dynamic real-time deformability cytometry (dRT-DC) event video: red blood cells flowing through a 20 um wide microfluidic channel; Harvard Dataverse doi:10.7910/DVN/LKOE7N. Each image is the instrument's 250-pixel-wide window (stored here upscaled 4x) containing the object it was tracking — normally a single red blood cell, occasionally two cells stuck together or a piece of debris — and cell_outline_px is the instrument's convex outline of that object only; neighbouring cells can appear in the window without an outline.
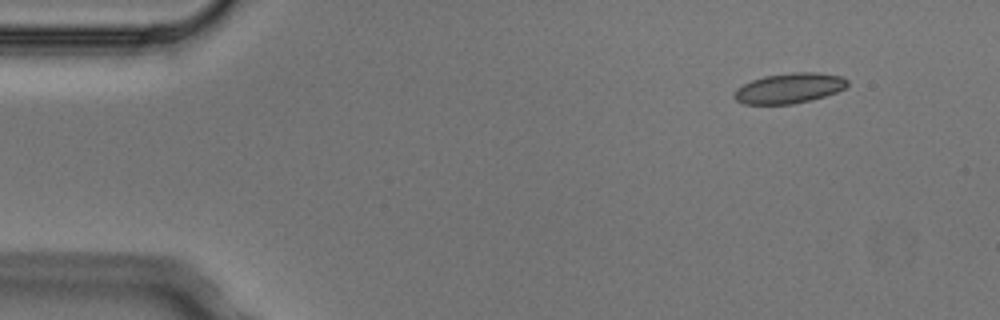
{"species": "Egyptian fruit bat (a non-hibernating species)", "species_latin": "Rousettus aegyptiacus", "temperature_condition": "cold", "stored_images_in_passage": 5, "camera_frame_rate_fps": 3000, "um_per_image_px": 0.085, "animal": {"sex": "male"}, "frame": {"image": 1, "passage_image": 1, "time_ms": 0.0, "image_size_px": [1000, 320], "cell_outline_px": [[848, 84], [844, 88], [836, 92], [824, 96], [792, 104], [744, 104], [736, 100], [732, 96], [736, 88], [752, 80], [764, 76], [792, 72], [816, 72], [840, 76], [848, 80]], "centroid_in_image_um": [67.05, 7.49], "position_along_channel_um": 17.9, "area_um2": 19.83}}
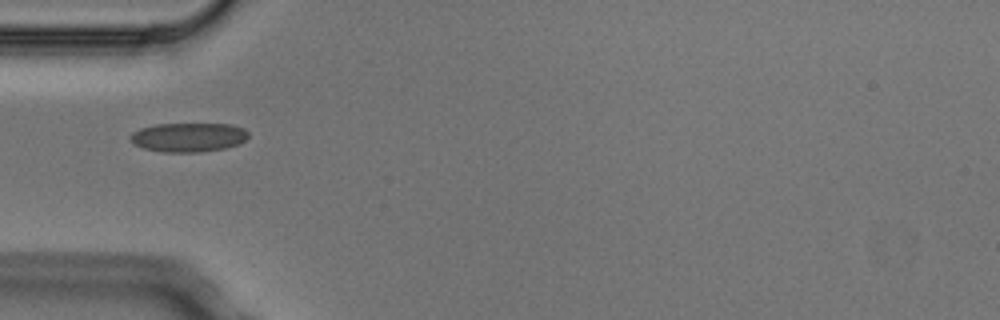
{"frame": {"image": 2, "passage_image": 4, "time_ms": 1.0, "image_size_px": [1000, 320], "cell_outline_px": [[248, 136], [244, 140], [236, 144], [224, 148], [200, 152], [160, 152], [144, 148], [128, 140], [128, 136], [132, 132], [140, 128], [156, 124], [232, 124], [244, 128], [248, 132]], "centroid_in_image_um": [15.97, 11.66], "position_along_channel_um": 69.0, "area_um2": 20.06}}
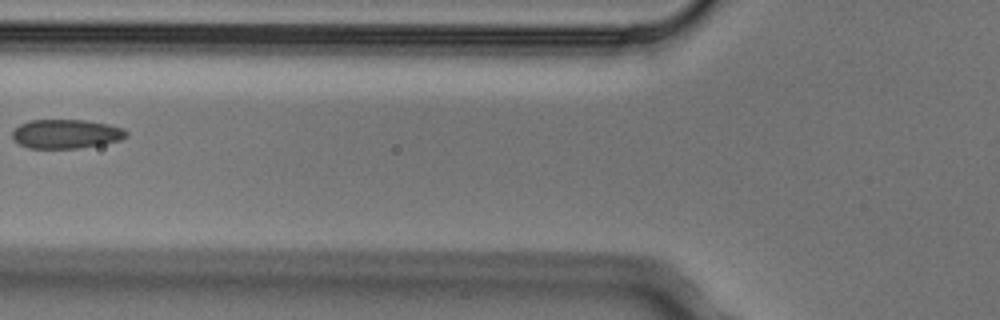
{"frame": {"image": 3, "passage_image": 5, "time_ms": 1.333, "image_size_px": [1000, 320], "cell_outline_px": [[128, 136], [120, 140], [80, 148], [28, 148], [12, 140], [12, 132], [20, 124], [32, 120], [84, 120], [108, 124], [124, 128], [128, 132]], "centroid_in_image_um": [5.62, 11.38], "position_along_channel_um": 120.2, "area_um2": 19.31}}